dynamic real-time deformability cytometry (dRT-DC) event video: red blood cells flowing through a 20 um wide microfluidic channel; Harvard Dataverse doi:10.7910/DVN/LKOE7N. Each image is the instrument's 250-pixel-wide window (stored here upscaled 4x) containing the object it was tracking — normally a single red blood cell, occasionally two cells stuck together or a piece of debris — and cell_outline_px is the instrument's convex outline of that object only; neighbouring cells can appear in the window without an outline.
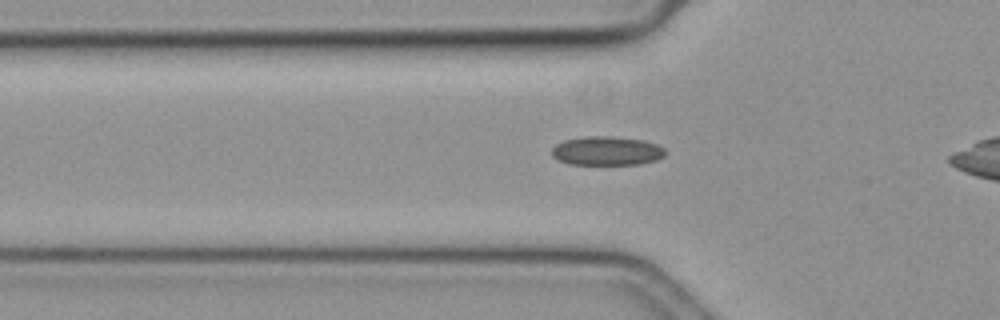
{"species": "common noctule bat (a hibernating species)", "species_latin": "Nyctalus noctula", "temperature_condition": "cold", "stored_images_in_passage": 31, "camera_frame_rate_fps": 3000, "um_per_image_px": 0.085, "animal": {"sex": "female", "body_mass_g": 19.3, "forearm_length_mm": 54.1}, "frame": {"image": 1, "passage_image": 3, "time_ms": 0.667, "image_size_px": [1000, 320], "cell_outline_px": [[664, 156], [656, 160], [640, 164], [568, 164], [552, 156], [552, 148], [556, 144], [564, 140], [588, 136], [612, 136], [644, 140], [656, 144], [664, 148]], "centroid_in_image_um": [51.57, 12.82], "position_along_channel_um": 74.2, "area_um2": 19.07}}
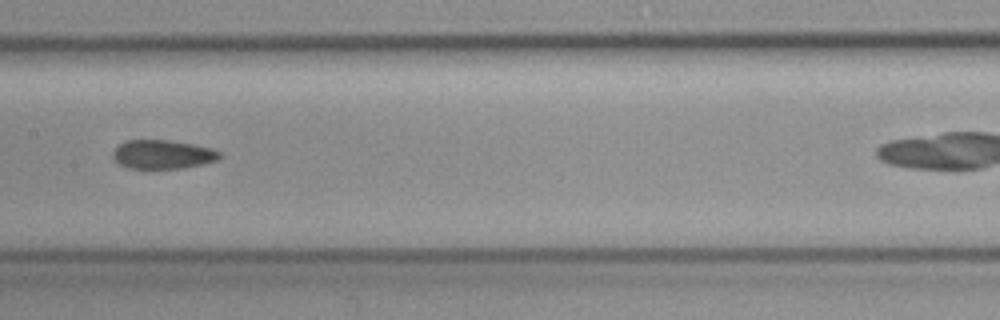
{"frame": {"image": 2, "passage_image": 13, "time_ms": 4.0, "image_size_px": [1000, 320], "cell_outline_px": [[220, 156], [216, 160], [184, 168], [144, 172], [128, 168], [120, 164], [112, 156], [112, 152], [120, 144], [128, 140], [172, 140], [212, 148], [220, 152]], "centroid_in_image_um": [13.78, 13.17], "position_along_channel_um": 193.6, "area_um2": 18.55}}
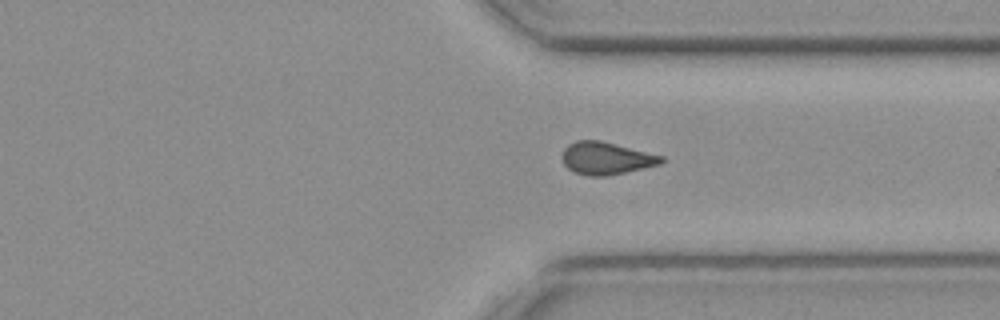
{"frame": {"image": 3, "passage_image": 27, "time_ms": 8.667, "image_size_px": [1000, 320], "cell_outline_px": [[664, 160], [660, 164], [608, 176], [588, 176], [572, 172], [564, 164], [560, 156], [564, 148], [568, 144], [576, 140], [600, 140], [664, 156]], "centroid_in_image_um": [51.48, 13.45], "position_along_channel_um": 359.9, "area_um2": 18.9}}